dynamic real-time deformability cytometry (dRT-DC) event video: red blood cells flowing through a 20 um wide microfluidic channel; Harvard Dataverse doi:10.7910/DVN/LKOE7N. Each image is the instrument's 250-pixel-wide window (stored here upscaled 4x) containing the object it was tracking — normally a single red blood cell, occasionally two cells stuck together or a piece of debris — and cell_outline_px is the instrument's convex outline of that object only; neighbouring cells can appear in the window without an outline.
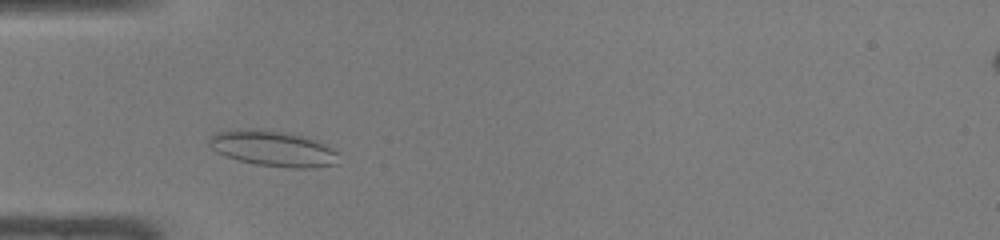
{"species": "common noctule bat (a hibernating species)", "species_latin": "Nyctalus noctula", "temperature_condition": "warm", "stored_images_in_passage": 32, "camera_frame_rate_fps": 3000, "um_per_image_px": 0.085, "animal": {"sex": "male", "body_mass_g": 19.0, "forearm_length_mm": 50.8}, "frame": {"image": 1, "passage_image": 6, "time_ms": 1.667, "image_size_px": [1000, 240], "cell_outline_px": [[336, 164], [312, 168], [292, 168], [256, 164], [236, 160], [224, 156], [216, 152], [208, 144], [208, 136], [212, 132], [236, 128], [256, 128], [284, 132], [308, 136], [324, 144], [336, 152]], "centroid_in_image_um": [23.1, 12.6], "position_along_channel_um": 61.9, "area_um2": 27.34}}
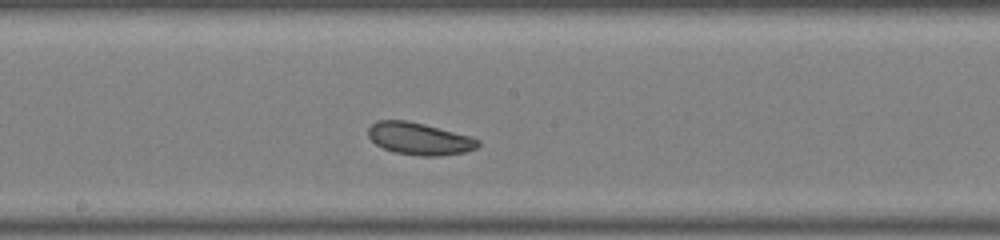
{"frame": {"image": 2, "passage_image": 17, "time_ms": 5.333, "image_size_px": [1000, 240], "cell_outline_px": [[480, 144], [476, 148], [464, 152], [440, 156], [420, 156], [396, 152], [384, 148], [376, 144], [368, 136], [368, 128], [376, 120], [404, 120], [424, 124], [472, 136], [480, 140]], "centroid_in_image_um": [35.66, 11.79], "position_along_channel_um": 212.5, "area_um2": 20.58}}
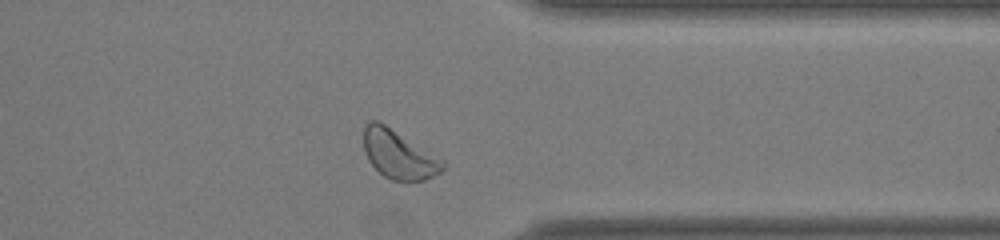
{"frame": {"image": 3, "passage_image": 29, "time_ms": 9.333, "image_size_px": [1000, 240], "cell_outline_px": [[444, 168], [440, 172], [424, 180], [392, 180], [384, 176], [368, 160], [364, 152], [364, 128], [372, 120], [380, 120], [444, 160]], "centroid_in_image_um": [33.88, 13.1], "position_along_channel_um": 377.5, "area_um2": 22.25}, "authors_computed_cell_mechanics": {"area_um2": 20.8947, "velocity_mm_per_s": 4.2052, "shape_relaxation_time_tau1_ms": null, "shape_relaxation_time_tau2_ms": 2.4875, "deformation_change_tau1": null, "deformation_change_tau2": 0.0573}}